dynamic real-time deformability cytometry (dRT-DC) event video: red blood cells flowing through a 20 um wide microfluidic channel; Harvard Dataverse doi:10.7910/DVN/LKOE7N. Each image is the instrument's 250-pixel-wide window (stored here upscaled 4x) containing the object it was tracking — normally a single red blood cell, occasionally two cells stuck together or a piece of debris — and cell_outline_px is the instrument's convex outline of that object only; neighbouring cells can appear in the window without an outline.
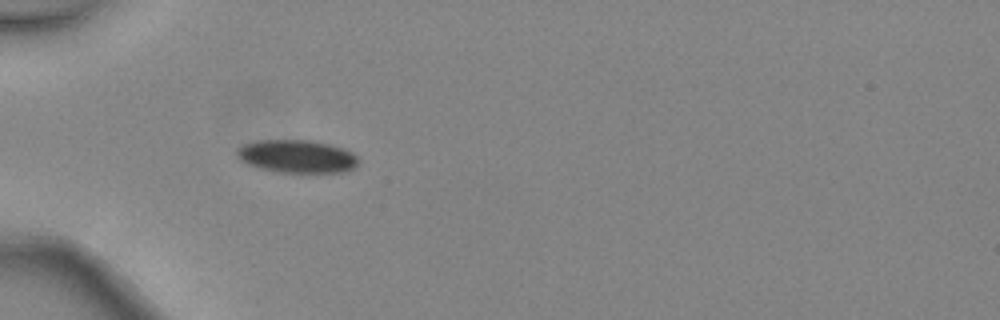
{"species": "common noctule bat (a hibernating species)", "species_latin": "Nyctalus noctula", "temperature_condition": "warm", "stored_images_in_passage": 4, "camera_frame_rate_fps": 3000, "um_per_image_px": 0.085, "animal": {"sex": "female", "body_mass_g": 24.6, "forearm_length_mm": 56.2}, "frame": {"image": 1, "passage_image": 4, "time_ms": 1.0, "image_size_px": [1000, 320], "cell_outline_px": [[360, 160], [352, 168], [340, 172], [280, 172], [260, 168], [248, 164], [240, 160], [236, 152], [244, 144], [256, 140], [308, 140], [328, 144], [352, 152]], "centroid_in_image_um": [25.22, 13.29], "position_along_channel_um": 59.8, "area_um2": 22.95}}